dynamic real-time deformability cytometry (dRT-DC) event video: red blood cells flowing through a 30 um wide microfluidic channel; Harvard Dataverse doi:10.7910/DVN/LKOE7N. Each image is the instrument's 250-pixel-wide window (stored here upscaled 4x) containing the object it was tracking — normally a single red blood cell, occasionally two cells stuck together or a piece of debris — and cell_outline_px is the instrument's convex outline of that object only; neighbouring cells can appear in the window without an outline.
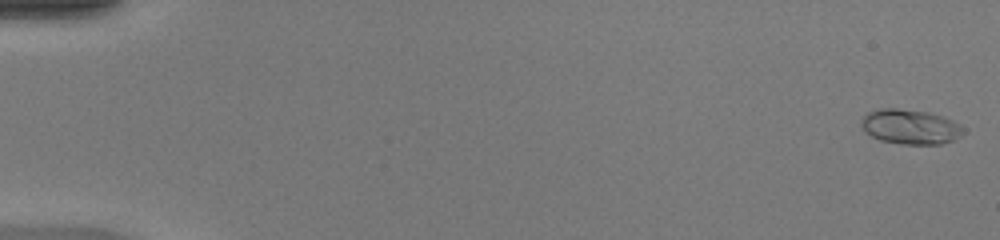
{"species": "common noctule bat (a hibernating species)", "species_latin": "Nyctalus noctula", "temperature_condition": "warm", "stored_images_in_passage": 22, "camera_frame_rate_fps": 3000, "um_per_image_px": 0.085, "animal": {"sex": "female", "body_mass_g": 20.0, "forearm_length_mm": 54.0}, "frame": {"image": 1, "passage_image": 1, "time_ms": 0.0, "image_size_px": [1000, 240], "cell_outline_px": [[964, 132], [960, 136], [952, 140], [940, 144], [900, 144], [880, 140], [864, 132], [860, 124], [860, 120], [868, 112], [880, 108], [896, 108], [928, 112], [944, 116], [960, 124], [964, 128]], "centroid_in_image_um": [77.36, 10.77], "position_along_channel_um": 7.6, "area_um2": 20.87}}
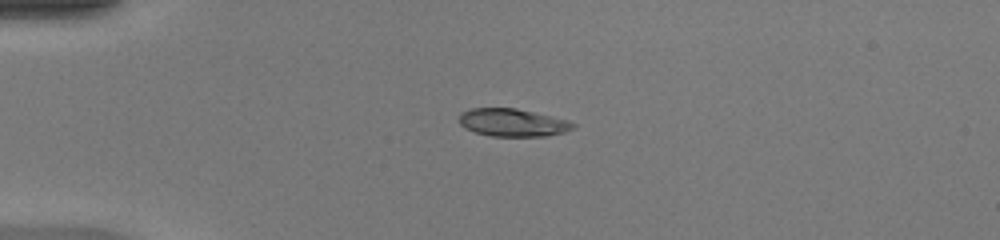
{"frame": {"image": 2, "passage_image": 13, "time_ms": 4.0, "image_size_px": [1000, 240], "cell_outline_px": [[576, 128], [564, 132], [548, 136], [492, 136], [476, 132], [464, 128], [460, 124], [460, 112], [472, 108], [516, 108], [568, 120], [576, 124]], "centroid_in_image_um": [43.59, 10.42], "position_along_channel_um": 41.4, "area_um2": 18.44}}
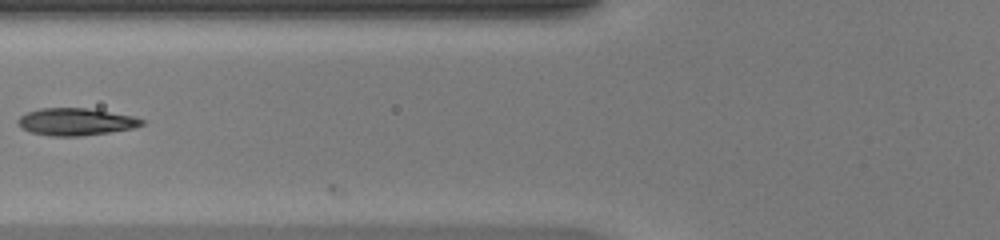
{"frame": {"image": 3, "passage_image": 21, "time_ms": 6.667, "image_size_px": [1000, 240], "cell_outline_px": [[144, 124], [132, 128], [108, 132], [80, 136], [52, 136], [32, 132], [20, 128], [16, 124], [16, 120], [20, 116], [28, 112], [40, 108], [88, 108], [136, 116], [144, 120]], "centroid_in_image_um": [6.42, 10.34], "position_along_channel_um": 119.4, "area_um2": 19.71}}